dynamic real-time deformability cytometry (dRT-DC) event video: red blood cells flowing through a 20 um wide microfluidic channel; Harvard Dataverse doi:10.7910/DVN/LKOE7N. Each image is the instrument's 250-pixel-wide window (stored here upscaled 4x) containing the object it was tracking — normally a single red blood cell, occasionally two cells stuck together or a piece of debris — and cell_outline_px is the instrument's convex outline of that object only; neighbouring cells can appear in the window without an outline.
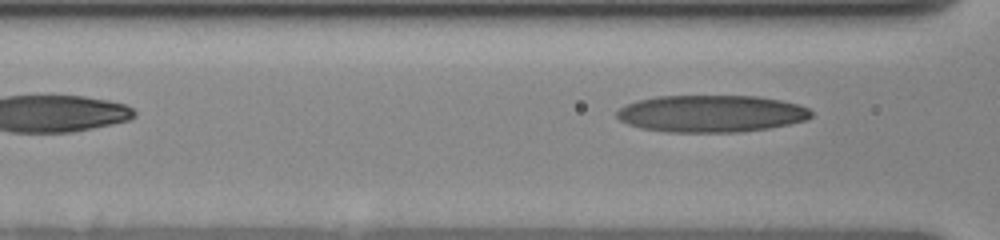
{"species": "human", "species_latin": "Homo sapiens", "temperature_condition": "cold", "stored_images_in_passage": 10, "segment_of_instrument_passage": [2, 2], "camera_frame_rate_fps": 3000, "um_per_image_px": 0.085, "donor": {"sex": "female"}, "frame": {"image": 1, "passage_image": 10, "time_ms": 8.667, "image_size_px": [1000, 240], "cell_outline_px": [[812, 116], [804, 120], [788, 124], [768, 128], [740, 132], [668, 132], [640, 128], [628, 124], [620, 120], [616, 116], [616, 112], [620, 108], [628, 104], [640, 100], [656, 96], [756, 96], [780, 100], [796, 104], [808, 108], [812, 112]], "centroid_in_image_um": [60.43, 9.66], "position_along_channel_um": 106.2, "area_um2": 41.79}}